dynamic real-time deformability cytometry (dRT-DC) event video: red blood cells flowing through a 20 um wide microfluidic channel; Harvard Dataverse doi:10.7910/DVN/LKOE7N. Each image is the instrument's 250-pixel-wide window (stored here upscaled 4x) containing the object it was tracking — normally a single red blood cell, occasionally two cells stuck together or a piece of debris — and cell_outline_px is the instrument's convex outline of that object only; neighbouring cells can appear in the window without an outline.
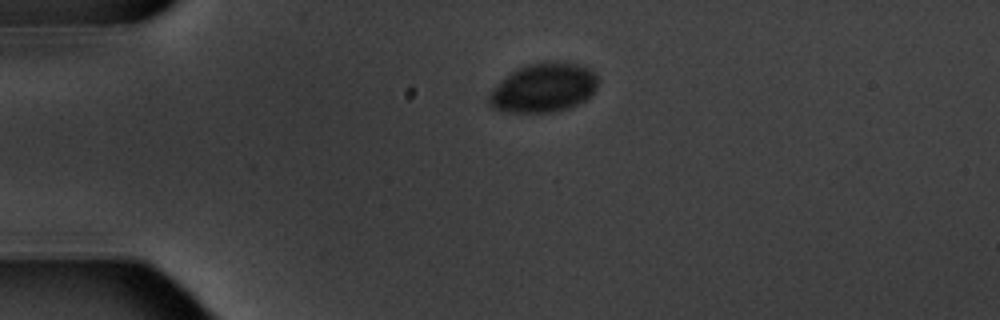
{"species": "common noctule bat (a hibernating species)", "species_latin": "Nyctalus noctula", "temperature_condition": "warm", "stored_images_in_passage": 5, "camera_frame_rate_fps": 3000, "um_per_image_px": 0.085, "animal": {"sex": "male", "body_mass_g": 20.1, "forearm_length_mm": 53.5}, "frame": {"image": 1, "passage_image": 1, "time_ms": 0.0, "image_size_px": [1000, 320], "cell_outline_px": [[596, 88], [584, 100], [568, 108], [556, 112], [500, 112], [492, 108], [484, 100], [496, 84], [500, 80], [516, 68], [528, 64], [552, 60], [564, 60], [592, 68], [596, 72]], "centroid_in_image_um": [46.15, 7.44], "position_along_channel_um": 38.9, "area_um2": 31.85}}